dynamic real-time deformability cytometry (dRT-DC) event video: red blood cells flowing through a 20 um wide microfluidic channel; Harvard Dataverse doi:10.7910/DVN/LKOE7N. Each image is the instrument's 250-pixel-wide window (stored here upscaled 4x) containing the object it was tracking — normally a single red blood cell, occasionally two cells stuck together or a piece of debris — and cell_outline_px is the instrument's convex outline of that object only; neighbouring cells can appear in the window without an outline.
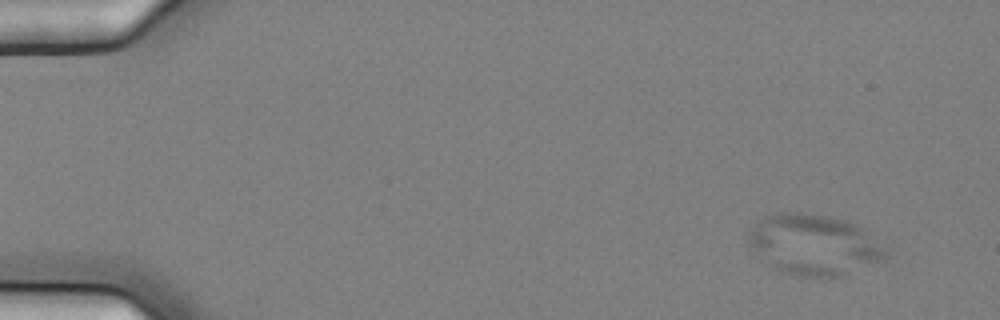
{"species": "common noctule bat (a hibernating species)", "species_latin": "Nyctalus noctula", "temperature_condition": "cold", "stored_images_in_passage": 18, "camera_frame_rate_fps": 3000, "um_per_image_px": 0.085, "animal": {"sex": "female", "body_mass_g": 25.1}, "frame": {"image": 1, "passage_image": 6, "time_ms": 1.667, "image_size_px": [1000, 320], "cell_outline_px": [[888, 260], [844, 276], [800, 276], [780, 272], [772, 268], [760, 260], [748, 244], [748, 232], [764, 216], [780, 212], [800, 212], [824, 216], [844, 220], [856, 224], [888, 252]], "centroid_in_image_um": [69.16, 20.83], "position_along_channel_um": 15.8, "area_um2": 48.73}}
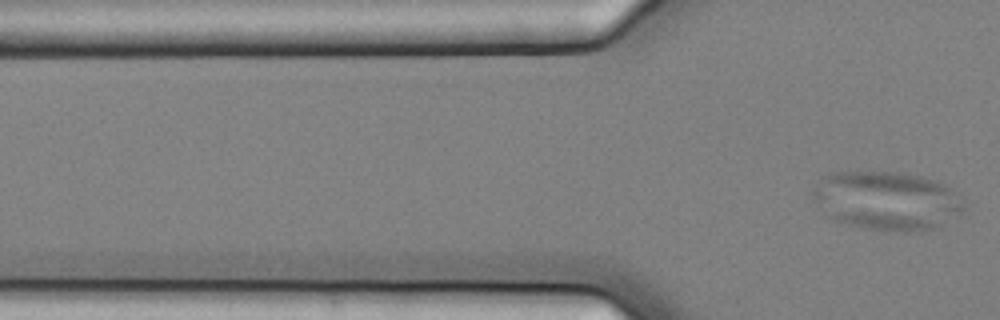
{"frame": {"image": 2, "passage_image": 18, "time_ms": 5.667, "image_size_px": [1000, 320], "cell_outline_px": [[964, 208], [940, 224], [932, 228], [920, 232], [896, 232], [868, 228], [848, 224], [832, 220], [812, 200], [812, 192], [820, 180], [824, 176], [832, 172], [896, 172], [920, 176], [940, 180], [948, 184], [956, 192]], "centroid_in_image_um": [75.34, 17.04], "position_along_channel_um": 50.5, "area_um2": 51.56}}